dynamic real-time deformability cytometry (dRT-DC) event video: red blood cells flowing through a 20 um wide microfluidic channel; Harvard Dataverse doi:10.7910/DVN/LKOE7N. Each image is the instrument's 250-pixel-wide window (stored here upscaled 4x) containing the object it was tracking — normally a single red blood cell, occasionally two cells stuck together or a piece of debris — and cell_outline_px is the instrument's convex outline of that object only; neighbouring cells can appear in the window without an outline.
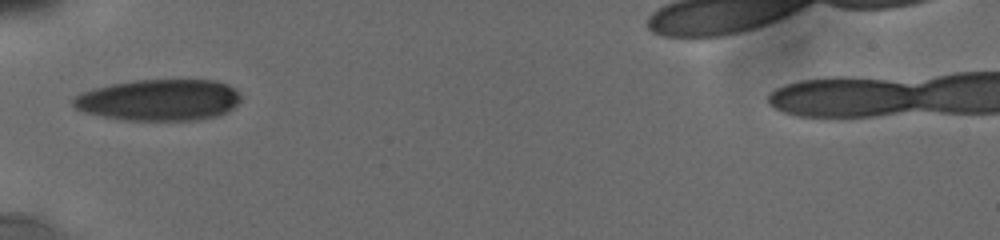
{"species": "human", "species_latin": "Homo sapiens", "temperature_condition": "cold", "stored_images_in_passage": 7, "camera_frame_rate_fps": 3000, "um_per_image_px": 0.085, "donor": {"sex": "male"}, "frame": {"image": 1, "passage_image": 1, "time_ms": 0.0, "image_size_px": [1000, 240], "cell_outline_px": [[240, 100], [232, 108], [216, 116], [196, 120], [120, 120], [100, 116], [84, 112], [76, 108], [72, 104], [72, 100], [80, 92], [92, 88], [112, 84], [136, 80], [216, 80], [228, 84], [240, 96]], "centroid_in_image_um": [13.47, 8.5], "position_along_channel_um": 71.5, "area_um2": 40.4}}
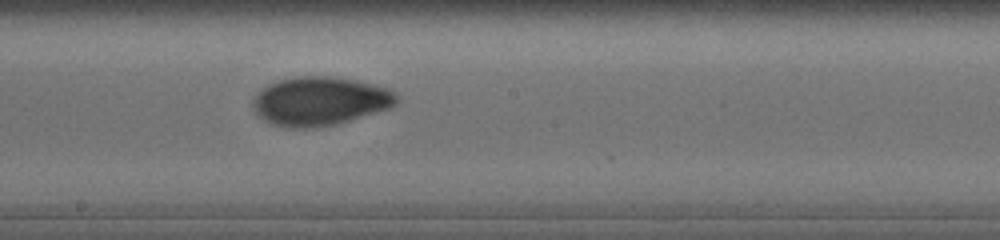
{"frame": {"image": 2, "passage_image": 5, "time_ms": 4.0, "image_size_px": [1000, 240], "cell_outline_px": [[400, 100], [396, 104], [388, 108], [348, 120], [332, 124], [304, 128], [288, 128], [272, 124], [264, 120], [256, 112], [252, 104], [252, 100], [256, 92], [260, 88], [268, 84], [280, 80], [296, 76], [332, 76], [356, 80], [376, 84], [392, 88], [396, 92]], "centroid_in_image_um": [27.2, 8.57], "position_along_channel_um": 221.0, "area_um2": 40.92}}
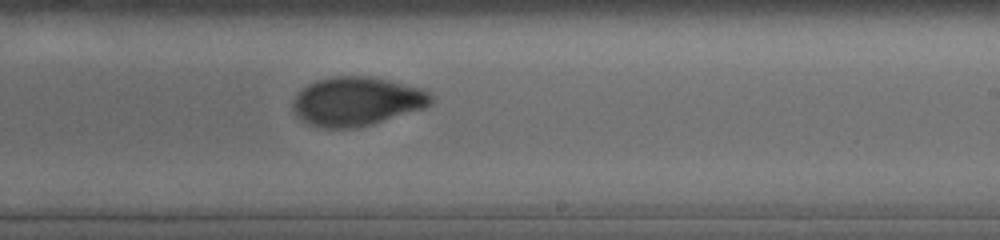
{"frame": {"image": 3, "passage_image": 7, "time_ms": 5.0, "image_size_px": [1000, 240], "cell_outline_px": [[432, 104], [424, 108], [372, 124], [356, 128], [320, 128], [308, 124], [296, 112], [292, 104], [296, 96], [308, 84], [316, 80], [332, 76], [372, 76], [424, 88], [432, 96]], "centroid_in_image_um": [30.37, 8.6], "position_along_channel_um": 258.6, "area_um2": 39.3}}